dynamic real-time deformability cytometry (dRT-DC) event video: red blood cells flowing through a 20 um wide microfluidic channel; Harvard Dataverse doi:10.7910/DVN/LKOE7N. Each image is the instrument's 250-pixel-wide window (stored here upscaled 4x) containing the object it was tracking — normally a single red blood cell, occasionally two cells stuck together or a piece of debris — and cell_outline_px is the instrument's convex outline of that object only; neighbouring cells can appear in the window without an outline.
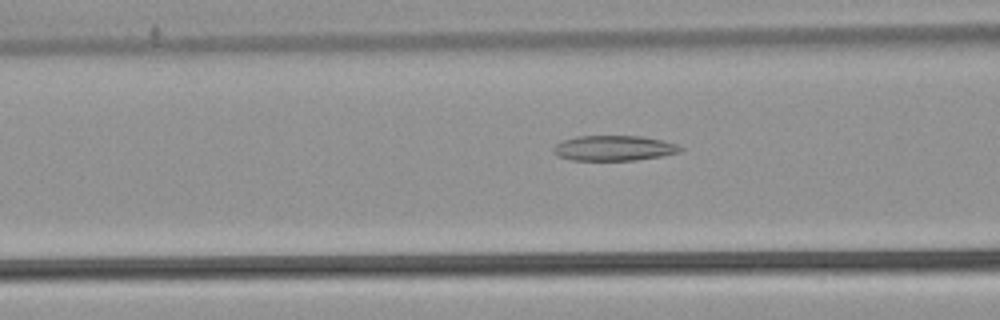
{"species": "common noctule bat (a hibernating species)", "species_latin": "Nyctalus noctula", "temperature_condition": "warm", "stored_images_in_passage": 43, "camera_frame_rate_fps": 3000, "um_per_image_px": 0.085, "animal": {"sex": "male", "body_mass_g": 21.5, "forearm_length_mm": 52.0}, "frame": {"image": 1, "passage_image": 11, "time_ms": 3.333, "image_size_px": [1000, 320], "cell_outline_px": [[684, 148], [680, 152], [660, 156], [636, 160], [572, 160], [556, 156], [552, 152], [552, 148], [556, 144], [564, 140], [576, 136], [640, 136], [660, 140], [676, 144]], "centroid_in_image_um": [52.14, 12.59], "position_along_channel_um": 114.5, "area_um2": 18.61}}
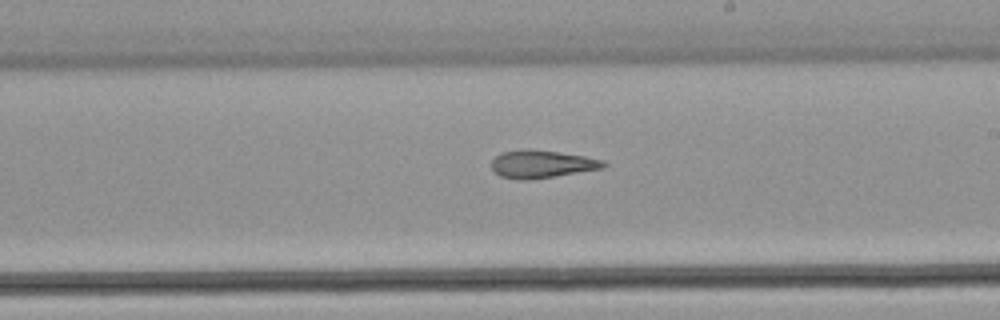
{"frame": {"image": 2, "passage_image": 21, "time_ms": 6.667, "image_size_px": [1000, 320], "cell_outline_px": [[608, 164], [604, 168], [528, 180], [516, 180], [500, 176], [492, 168], [492, 160], [500, 152], [524, 148], [532, 148], [584, 156], [604, 160]], "centroid_in_image_um": [46.03, 13.93], "position_along_channel_um": 243.0, "area_um2": 18.26}}
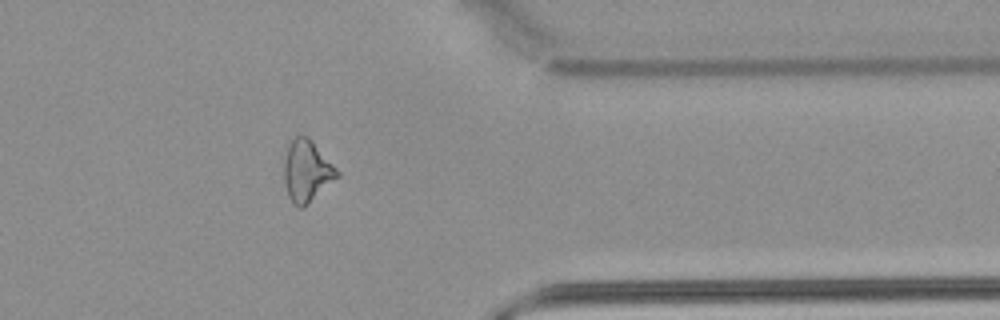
{"frame": {"image": 3, "passage_image": 33, "time_ms": 10.667, "image_size_px": [1000, 320], "cell_outline_px": [[340, 176], [304, 208], [300, 208], [288, 196], [284, 180], [284, 160], [288, 148], [292, 140], [296, 136], [308, 136], [312, 140], [340, 172]], "centroid_in_image_um": [26.1, 14.55], "position_along_channel_um": 385.3, "area_um2": 18.96}, "authors_computed_cell_mechanics": {"area_um2": 19.0162, "velocity_mm_per_s": 3.864, "shape_relaxation_time_tau1_ms": null, "shape_relaxation_time_tau2_ms": 5.6323, "deformation_change_tau1": null, "deformation_change_tau2": 0.1786}}